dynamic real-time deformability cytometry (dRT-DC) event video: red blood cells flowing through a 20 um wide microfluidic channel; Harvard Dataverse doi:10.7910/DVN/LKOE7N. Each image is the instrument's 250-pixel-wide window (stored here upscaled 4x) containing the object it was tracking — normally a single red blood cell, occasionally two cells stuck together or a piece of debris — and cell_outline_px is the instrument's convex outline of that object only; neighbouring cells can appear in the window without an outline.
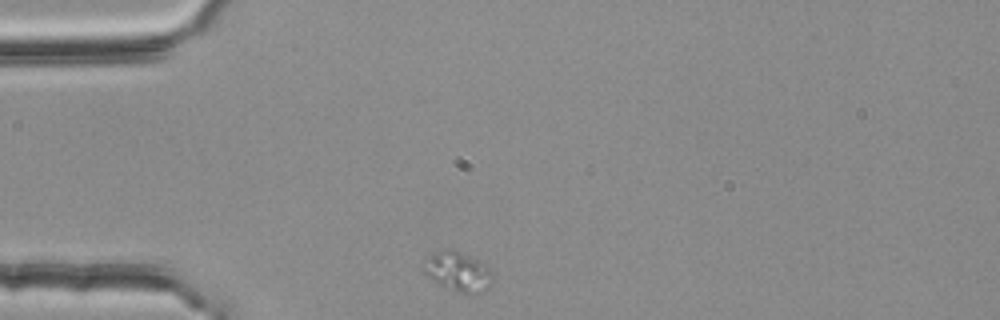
{"species": "common noctule bat (a hibernating species)", "species_latin": "Nyctalus noctula", "temperature_condition": "room temperature", "stored_images_in_passage": 6, "camera_frame_rate_fps": 3000, "um_per_image_px": 0.085, "animal": {"sex": "female", "body_mass_g": 25.1}, "frame": {"image": 1, "passage_image": 1, "time_ms": 0.0, "image_size_px": [1000, 320], "cell_outline_px": [[492, 280], [488, 288], [484, 292], [472, 296], [468, 296], [440, 284], [428, 276], [424, 272], [424, 268], [432, 256], [436, 252], [448, 248], [460, 252], [476, 260], [488, 268], [492, 272]], "centroid_in_image_um": [39.0, 23.15], "position_along_channel_um": 46.0, "area_um2": 15.37}}